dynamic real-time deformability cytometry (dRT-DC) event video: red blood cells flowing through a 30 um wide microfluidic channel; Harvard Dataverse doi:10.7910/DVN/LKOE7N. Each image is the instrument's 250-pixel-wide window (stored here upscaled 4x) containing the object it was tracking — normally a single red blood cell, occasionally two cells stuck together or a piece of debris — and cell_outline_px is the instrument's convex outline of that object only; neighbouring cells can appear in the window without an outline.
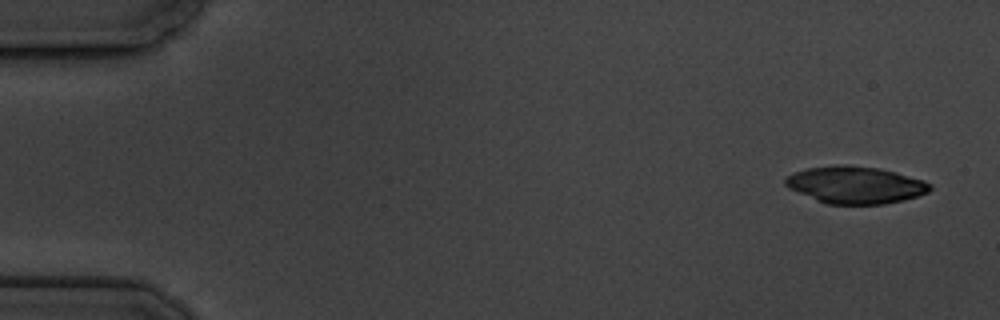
{"species": "common noctule bat (a hibernating species)", "species_latin": "Nyctalus noctula", "temperature_condition": "cold", "stored_images_in_passage": 3, "camera_frame_rate_fps": 3000, "um_per_image_px": 0.085, "animal": {"sex": "male", "body_mass_g": 19.5, "forearm_length_mm": 54.6}, "frame": {"image": 1, "passage_image": 1, "time_ms": 0.0, "image_size_px": [1000, 320], "cell_outline_px": [[932, 188], [928, 192], [904, 200], [884, 204], [828, 204], [816, 200], [788, 188], [784, 184], [784, 180], [792, 172], [808, 168], [836, 164], [848, 164], [880, 168], [896, 172], [924, 180], [932, 184]], "centroid_in_image_um": [72.7, 15.7], "position_along_channel_um": 12.3, "area_um2": 31.56}}